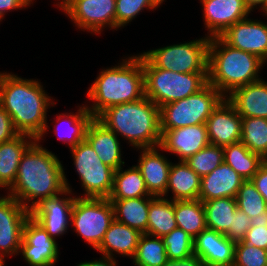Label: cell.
Listing matches in <instances>:
<instances>
[{
  "instance_id": "1",
  "label": "cell",
  "mask_w": 267,
  "mask_h": 266,
  "mask_svg": "<svg viewBox=\"0 0 267 266\" xmlns=\"http://www.w3.org/2000/svg\"><path fill=\"white\" fill-rule=\"evenodd\" d=\"M64 170L58 156L36 140L22 155L7 195L30 211L43 199L62 194L66 189L72 192Z\"/></svg>"
},
{
  "instance_id": "2",
  "label": "cell",
  "mask_w": 267,
  "mask_h": 266,
  "mask_svg": "<svg viewBox=\"0 0 267 266\" xmlns=\"http://www.w3.org/2000/svg\"><path fill=\"white\" fill-rule=\"evenodd\" d=\"M51 98L38 79L0 72V105L19 134L32 136L38 142L43 140L49 129L47 109L56 104Z\"/></svg>"
},
{
  "instance_id": "3",
  "label": "cell",
  "mask_w": 267,
  "mask_h": 266,
  "mask_svg": "<svg viewBox=\"0 0 267 266\" xmlns=\"http://www.w3.org/2000/svg\"><path fill=\"white\" fill-rule=\"evenodd\" d=\"M144 96L141 53L122 59V63L111 68H103L87 92V98L93 105L85 104V107L97 118L109 107L140 100Z\"/></svg>"
},
{
  "instance_id": "4",
  "label": "cell",
  "mask_w": 267,
  "mask_h": 266,
  "mask_svg": "<svg viewBox=\"0 0 267 266\" xmlns=\"http://www.w3.org/2000/svg\"><path fill=\"white\" fill-rule=\"evenodd\" d=\"M97 119L134 148L160 146V110L149 98L122 103L105 109Z\"/></svg>"
},
{
  "instance_id": "5",
  "label": "cell",
  "mask_w": 267,
  "mask_h": 266,
  "mask_svg": "<svg viewBox=\"0 0 267 266\" xmlns=\"http://www.w3.org/2000/svg\"><path fill=\"white\" fill-rule=\"evenodd\" d=\"M265 62L259 57L233 48L220 37L210 38L208 49V83L224 97L233 90L261 79Z\"/></svg>"
},
{
  "instance_id": "6",
  "label": "cell",
  "mask_w": 267,
  "mask_h": 266,
  "mask_svg": "<svg viewBox=\"0 0 267 266\" xmlns=\"http://www.w3.org/2000/svg\"><path fill=\"white\" fill-rule=\"evenodd\" d=\"M145 96L158 107L181 100L208 83V72L180 73L155 67L142 54Z\"/></svg>"
},
{
  "instance_id": "7",
  "label": "cell",
  "mask_w": 267,
  "mask_h": 266,
  "mask_svg": "<svg viewBox=\"0 0 267 266\" xmlns=\"http://www.w3.org/2000/svg\"><path fill=\"white\" fill-rule=\"evenodd\" d=\"M224 98L214 86L207 83L191 96L159 107L161 133L180 127L205 124Z\"/></svg>"
},
{
  "instance_id": "8",
  "label": "cell",
  "mask_w": 267,
  "mask_h": 266,
  "mask_svg": "<svg viewBox=\"0 0 267 266\" xmlns=\"http://www.w3.org/2000/svg\"><path fill=\"white\" fill-rule=\"evenodd\" d=\"M114 219L113 205L108 198L76 197L70 226L96 250Z\"/></svg>"
},
{
  "instance_id": "9",
  "label": "cell",
  "mask_w": 267,
  "mask_h": 266,
  "mask_svg": "<svg viewBox=\"0 0 267 266\" xmlns=\"http://www.w3.org/2000/svg\"><path fill=\"white\" fill-rule=\"evenodd\" d=\"M210 38L173 44L143 52L157 68L180 73L208 72V49Z\"/></svg>"
},
{
  "instance_id": "10",
  "label": "cell",
  "mask_w": 267,
  "mask_h": 266,
  "mask_svg": "<svg viewBox=\"0 0 267 266\" xmlns=\"http://www.w3.org/2000/svg\"><path fill=\"white\" fill-rule=\"evenodd\" d=\"M70 151L85 191L83 195L77 197L108 198L112 191L115 170L99 159L86 140L71 147Z\"/></svg>"
},
{
  "instance_id": "11",
  "label": "cell",
  "mask_w": 267,
  "mask_h": 266,
  "mask_svg": "<svg viewBox=\"0 0 267 266\" xmlns=\"http://www.w3.org/2000/svg\"><path fill=\"white\" fill-rule=\"evenodd\" d=\"M116 0H71L64 14L82 31L101 34L103 29H115Z\"/></svg>"
},
{
  "instance_id": "12",
  "label": "cell",
  "mask_w": 267,
  "mask_h": 266,
  "mask_svg": "<svg viewBox=\"0 0 267 266\" xmlns=\"http://www.w3.org/2000/svg\"><path fill=\"white\" fill-rule=\"evenodd\" d=\"M30 211L14 197L0 196V258L19 255L23 227Z\"/></svg>"
},
{
  "instance_id": "13",
  "label": "cell",
  "mask_w": 267,
  "mask_h": 266,
  "mask_svg": "<svg viewBox=\"0 0 267 266\" xmlns=\"http://www.w3.org/2000/svg\"><path fill=\"white\" fill-rule=\"evenodd\" d=\"M19 253L29 266H54L60 254L56 240L31 216L23 227Z\"/></svg>"
},
{
  "instance_id": "14",
  "label": "cell",
  "mask_w": 267,
  "mask_h": 266,
  "mask_svg": "<svg viewBox=\"0 0 267 266\" xmlns=\"http://www.w3.org/2000/svg\"><path fill=\"white\" fill-rule=\"evenodd\" d=\"M72 193L66 189L62 194L43 199L30 210V216L55 240L64 235L71 225V210L76 198Z\"/></svg>"
},
{
  "instance_id": "15",
  "label": "cell",
  "mask_w": 267,
  "mask_h": 266,
  "mask_svg": "<svg viewBox=\"0 0 267 266\" xmlns=\"http://www.w3.org/2000/svg\"><path fill=\"white\" fill-rule=\"evenodd\" d=\"M219 37L231 47L267 62V23L247 17L230 26Z\"/></svg>"
},
{
  "instance_id": "16",
  "label": "cell",
  "mask_w": 267,
  "mask_h": 266,
  "mask_svg": "<svg viewBox=\"0 0 267 266\" xmlns=\"http://www.w3.org/2000/svg\"><path fill=\"white\" fill-rule=\"evenodd\" d=\"M208 38L219 37L251 13L245 0H200Z\"/></svg>"
},
{
  "instance_id": "17",
  "label": "cell",
  "mask_w": 267,
  "mask_h": 266,
  "mask_svg": "<svg viewBox=\"0 0 267 266\" xmlns=\"http://www.w3.org/2000/svg\"><path fill=\"white\" fill-rule=\"evenodd\" d=\"M205 125L212 145L225 147L241 140L242 117L226 98L213 110Z\"/></svg>"
},
{
  "instance_id": "18",
  "label": "cell",
  "mask_w": 267,
  "mask_h": 266,
  "mask_svg": "<svg viewBox=\"0 0 267 266\" xmlns=\"http://www.w3.org/2000/svg\"><path fill=\"white\" fill-rule=\"evenodd\" d=\"M205 124H197L166 130L161 137L160 149L163 153L176 154L179 161H185L209 145Z\"/></svg>"
},
{
  "instance_id": "19",
  "label": "cell",
  "mask_w": 267,
  "mask_h": 266,
  "mask_svg": "<svg viewBox=\"0 0 267 266\" xmlns=\"http://www.w3.org/2000/svg\"><path fill=\"white\" fill-rule=\"evenodd\" d=\"M194 255L205 266H233L236 242L224 234L206 228L194 238Z\"/></svg>"
},
{
  "instance_id": "20",
  "label": "cell",
  "mask_w": 267,
  "mask_h": 266,
  "mask_svg": "<svg viewBox=\"0 0 267 266\" xmlns=\"http://www.w3.org/2000/svg\"><path fill=\"white\" fill-rule=\"evenodd\" d=\"M160 146L153 148H138L140 155L137 162V168L145 181L146 188L151 196H166L169 171L172 162L161 154Z\"/></svg>"
},
{
  "instance_id": "21",
  "label": "cell",
  "mask_w": 267,
  "mask_h": 266,
  "mask_svg": "<svg viewBox=\"0 0 267 266\" xmlns=\"http://www.w3.org/2000/svg\"><path fill=\"white\" fill-rule=\"evenodd\" d=\"M118 135L108 129L97 118L93 119L88 124L85 140L93 148L99 159L114 170H118L124 166L122 160L121 142Z\"/></svg>"
},
{
  "instance_id": "22",
  "label": "cell",
  "mask_w": 267,
  "mask_h": 266,
  "mask_svg": "<svg viewBox=\"0 0 267 266\" xmlns=\"http://www.w3.org/2000/svg\"><path fill=\"white\" fill-rule=\"evenodd\" d=\"M241 117L267 119V82L259 79L233 90L225 97Z\"/></svg>"
},
{
  "instance_id": "23",
  "label": "cell",
  "mask_w": 267,
  "mask_h": 266,
  "mask_svg": "<svg viewBox=\"0 0 267 266\" xmlns=\"http://www.w3.org/2000/svg\"><path fill=\"white\" fill-rule=\"evenodd\" d=\"M244 181L233 168L223 162L214 171L201 177L199 199L204 202L215 198H236Z\"/></svg>"
},
{
  "instance_id": "24",
  "label": "cell",
  "mask_w": 267,
  "mask_h": 266,
  "mask_svg": "<svg viewBox=\"0 0 267 266\" xmlns=\"http://www.w3.org/2000/svg\"><path fill=\"white\" fill-rule=\"evenodd\" d=\"M141 235L140 231L114 219L96 251L110 258H116L113 257L116 256L114 255L116 253L133 259Z\"/></svg>"
},
{
  "instance_id": "25",
  "label": "cell",
  "mask_w": 267,
  "mask_h": 266,
  "mask_svg": "<svg viewBox=\"0 0 267 266\" xmlns=\"http://www.w3.org/2000/svg\"><path fill=\"white\" fill-rule=\"evenodd\" d=\"M36 141L26 134L0 143V188L8 189L15 181L22 155Z\"/></svg>"
},
{
  "instance_id": "26",
  "label": "cell",
  "mask_w": 267,
  "mask_h": 266,
  "mask_svg": "<svg viewBox=\"0 0 267 266\" xmlns=\"http://www.w3.org/2000/svg\"><path fill=\"white\" fill-rule=\"evenodd\" d=\"M201 189V177L185 161L172 163L169 171L167 194L172 192L170 200H197Z\"/></svg>"
},
{
  "instance_id": "27",
  "label": "cell",
  "mask_w": 267,
  "mask_h": 266,
  "mask_svg": "<svg viewBox=\"0 0 267 266\" xmlns=\"http://www.w3.org/2000/svg\"><path fill=\"white\" fill-rule=\"evenodd\" d=\"M154 198L110 200L113 205L115 220L140 231L142 234L146 233L150 202Z\"/></svg>"
},
{
  "instance_id": "28",
  "label": "cell",
  "mask_w": 267,
  "mask_h": 266,
  "mask_svg": "<svg viewBox=\"0 0 267 266\" xmlns=\"http://www.w3.org/2000/svg\"><path fill=\"white\" fill-rule=\"evenodd\" d=\"M120 167L114 171L113 187L109 200L133 199L151 196L146 188L145 181L136 165L123 169Z\"/></svg>"
},
{
  "instance_id": "29",
  "label": "cell",
  "mask_w": 267,
  "mask_h": 266,
  "mask_svg": "<svg viewBox=\"0 0 267 266\" xmlns=\"http://www.w3.org/2000/svg\"><path fill=\"white\" fill-rule=\"evenodd\" d=\"M224 162L244 180H251L265 160L251 152L241 141L223 147Z\"/></svg>"
},
{
  "instance_id": "30",
  "label": "cell",
  "mask_w": 267,
  "mask_h": 266,
  "mask_svg": "<svg viewBox=\"0 0 267 266\" xmlns=\"http://www.w3.org/2000/svg\"><path fill=\"white\" fill-rule=\"evenodd\" d=\"M177 227L174 201L164 197H155L150 202L147 232L145 234L163 237Z\"/></svg>"
},
{
  "instance_id": "31",
  "label": "cell",
  "mask_w": 267,
  "mask_h": 266,
  "mask_svg": "<svg viewBox=\"0 0 267 266\" xmlns=\"http://www.w3.org/2000/svg\"><path fill=\"white\" fill-rule=\"evenodd\" d=\"M174 214L178 228L183 229L193 238L207 228L204 205L200 199L175 200Z\"/></svg>"
},
{
  "instance_id": "32",
  "label": "cell",
  "mask_w": 267,
  "mask_h": 266,
  "mask_svg": "<svg viewBox=\"0 0 267 266\" xmlns=\"http://www.w3.org/2000/svg\"><path fill=\"white\" fill-rule=\"evenodd\" d=\"M206 226L218 233L225 234L233 221L237 210L236 198H215L203 202Z\"/></svg>"
},
{
  "instance_id": "33",
  "label": "cell",
  "mask_w": 267,
  "mask_h": 266,
  "mask_svg": "<svg viewBox=\"0 0 267 266\" xmlns=\"http://www.w3.org/2000/svg\"><path fill=\"white\" fill-rule=\"evenodd\" d=\"M92 119L93 116L87 110L85 105L82 104L75 114L70 112L57 115V119L55 120L57 123L53 126L55 129L54 132L55 134H57L58 140L64 141L65 144L69 146V148L77 146L81 141L85 140L87 127ZM62 120L63 122H68V125L70 124L68 128L66 127L69 130H66L67 135L64 134V136L61 133L62 130H60V125L58 126V124L62 123L60 122Z\"/></svg>"
},
{
  "instance_id": "34",
  "label": "cell",
  "mask_w": 267,
  "mask_h": 266,
  "mask_svg": "<svg viewBox=\"0 0 267 266\" xmlns=\"http://www.w3.org/2000/svg\"><path fill=\"white\" fill-rule=\"evenodd\" d=\"M251 152L267 160V119L242 117L241 140Z\"/></svg>"
},
{
  "instance_id": "35",
  "label": "cell",
  "mask_w": 267,
  "mask_h": 266,
  "mask_svg": "<svg viewBox=\"0 0 267 266\" xmlns=\"http://www.w3.org/2000/svg\"><path fill=\"white\" fill-rule=\"evenodd\" d=\"M168 261L162 237L142 234L133 258L134 266H163Z\"/></svg>"
},
{
  "instance_id": "36",
  "label": "cell",
  "mask_w": 267,
  "mask_h": 266,
  "mask_svg": "<svg viewBox=\"0 0 267 266\" xmlns=\"http://www.w3.org/2000/svg\"><path fill=\"white\" fill-rule=\"evenodd\" d=\"M185 162L197 175L205 176L224 162L223 147L209 144L190 156Z\"/></svg>"
},
{
  "instance_id": "37",
  "label": "cell",
  "mask_w": 267,
  "mask_h": 266,
  "mask_svg": "<svg viewBox=\"0 0 267 266\" xmlns=\"http://www.w3.org/2000/svg\"><path fill=\"white\" fill-rule=\"evenodd\" d=\"M168 260H181L194 254V238L181 228L162 237Z\"/></svg>"
},
{
  "instance_id": "38",
  "label": "cell",
  "mask_w": 267,
  "mask_h": 266,
  "mask_svg": "<svg viewBox=\"0 0 267 266\" xmlns=\"http://www.w3.org/2000/svg\"><path fill=\"white\" fill-rule=\"evenodd\" d=\"M237 208L251 219L267 209L263 196L258 192L251 180H245L236 195Z\"/></svg>"
},
{
  "instance_id": "39",
  "label": "cell",
  "mask_w": 267,
  "mask_h": 266,
  "mask_svg": "<svg viewBox=\"0 0 267 266\" xmlns=\"http://www.w3.org/2000/svg\"><path fill=\"white\" fill-rule=\"evenodd\" d=\"M158 7L155 0H116L115 30L127 26L144 9L154 10Z\"/></svg>"
},
{
  "instance_id": "40",
  "label": "cell",
  "mask_w": 267,
  "mask_h": 266,
  "mask_svg": "<svg viewBox=\"0 0 267 266\" xmlns=\"http://www.w3.org/2000/svg\"><path fill=\"white\" fill-rule=\"evenodd\" d=\"M233 266H267V250L238 241Z\"/></svg>"
},
{
  "instance_id": "41",
  "label": "cell",
  "mask_w": 267,
  "mask_h": 266,
  "mask_svg": "<svg viewBox=\"0 0 267 266\" xmlns=\"http://www.w3.org/2000/svg\"><path fill=\"white\" fill-rule=\"evenodd\" d=\"M250 227L251 218L237 208L233 214L232 224L224 235L234 242L242 241Z\"/></svg>"
},
{
  "instance_id": "42",
  "label": "cell",
  "mask_w": 267,
  "mask_h": 266,
  "mask_svg": "<svg viewBox=\"0 0 267 266\" xmlns=\"http://www.w3.org/2000/svg\"><path fill=\"white\" fill-rule=\"evenodd\" d=\"M242 241L267 250V225L251 226Z\"/></svg>"
},
{
  "instance_id": "43",
  "label": "cell",
  "mask_w": 267,
  "mask_h": 266,
  "mask_svg": "<svg viewBox=\"0 0 267 266\" xmlns=\"http://www.w3.org/2000/svg\"><path fill=\"white\" fill-rule=\"evenodd\" d=\"M19 133L15 130L12 119L7 111L0 105V143L9 141Z\"/></svg>"
},
{
  "instance_id": "44",
  "label": "cell",
  "mask_w": 267,
  "mask_h": 266,
  "mask_svg": "<svg viewBox=\"0 0 267 266\" xmlns=\"http://www.w3.org/2000/svg\"><path fill=\"white\" fill-rule=\"evenodd\" d=\"M251 181L263 196L267 205V160L259 167L257 173L251 178Z\"/></svg>"
},
{
  "instance_id": "45",
  "label": "cell",
  "mask_w": 267,
  "mask_h": 266,
  "mask_svg": "<svg viewBox=\"0 0 267 266\" xmlns=\"http://www.w3.org/2000/svg\"><path fill=\"white\" fill-rule=\"evenodd\" d=\"M31 5L30 0H0V17L4 19L7 12L12 10L25 9Z\"/></svg>"
},
{
  "instance_id": "46",
  "label": "cell",
  "mask_w": 267,
  "mask_h": 266,
  "mask_svg": "<svg viewBox=\"0 0 267 266\" xmlns=\"http://www.w3.org/2000/svg\"><path fill=\"white\" fill-rule=\"evenodd\" d=\"M163 266H205L204 262L194 254L181 260H168Z\"/></svg>"
},
{
  "instance_id": "47",
  "label": "cell",
  "mask_w": 267,
  "mask_h": 266,
  "mask_svg": "<svg viewBox=\"0 0 267 266\" xmlns=\"http://www.w3.org/2000/svg\"><path fill=\"white\" fill-rule=\"evenodd\" d=\"M117 260L108 256H103L97 260L80 262L76 266H117Z\"/></svg>"
},
{
  "instance_id": "48",
  "label": "cell",
  "mask_w": 267,
  "mask_h": 266,
  "mask_svg": "<svg viewBox=\"0 0 267 266\" xmlns=\"http://www.w3.org/2000/svg\"><path fill=\"white\" fill-rule=\"evenodd\" d=\"M248 7L252 10H255L256 9H260V10H263V9H266L267 8V0H245ZM258 7V8H257Z\"/></svg>"
},
{
  "instance_id": "49",
  "label": "cell",
  "mask_w": 267,
  "mask_h": 266,
  "mask_svg": "<svg viewBox=\"0 0 267 266\" xmlns=\"http://www.w3.org/2000/svg\"><path fill=\"white\" fill-rule=\"evenodd\" d=\"M267 225V209L262 214L251 219V226Z\"/></svg>"
},
{
  "instance_id": "50",
  "label": "cell",
  "mask_w": 267,
  "mask_h": 266,
  "mask_svg": "<svg viewBox=\"0 0 267 266\" xmlns=\"http://www.w3.org/2000/svg\"><path fill=\"white\" fill-rule=\"evenodd\" d=\"M31 4L33 3L32 1L34 0H30ZM71 0H60V2L56 3L58 6V8H60L61 10L70 2Z\"/></svg>"
},
{
  "instance_id": "51",
  "label": "cell",
  "mask_w": 267,
  "mask_h": 266,
  "mask_svg": "<svg viewBox=\"0 0 267 266\" xmlns=\"http://www.w3.org/2000/svg\"><path fill=\"white\" fill-rule=\"evenodd\" d=\"M5 259L0 258V266H5Z\"/></svg>"
},
{
  "instance_id": "52",
  "label": "cell",
  "mask_w": 267,
  "mask_h": 266,
  "mask_svg": "<svg viewBox=\"0 0 267 266\" xmlns=\"http://www.w3.org/2000/svg\"><path fill=\"white\" fill-rule=\"evenodd\" d=\"M156 1V3L160 6V5H162V3L165 1V0H155Z\"/></svg>"
},
{
  "instance_id": "53",
  "label": "cell",
  "mask_w": 267,
  "mask_h": 266,
  "mask_svg": "<svg viewBox=\"0 0 267 266\" xmlns=\"http://www.w3.org/2000/svg\"><path fill=\"white\" fill-rule=\"evenodd\" d=\"M261 12H264L263 14H264L265 16H267V8H266V9H263V10H261Z\"/></svg>"
}]
</instances>
